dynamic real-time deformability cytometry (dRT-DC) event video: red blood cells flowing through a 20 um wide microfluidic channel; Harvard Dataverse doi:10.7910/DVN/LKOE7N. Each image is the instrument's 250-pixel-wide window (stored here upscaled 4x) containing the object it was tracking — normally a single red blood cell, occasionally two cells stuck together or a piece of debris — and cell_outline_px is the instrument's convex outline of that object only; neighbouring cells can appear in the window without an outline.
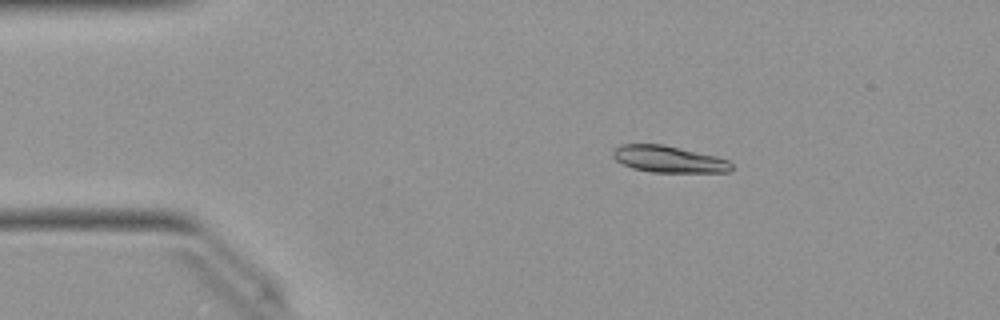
{"species": "Egyptian fruit bat (a non-hibernating species)", "species_latin": "Rousettus aegyptiacus", "temperature_condition": "warm", "stored_images_in_passage": 50, "camera_frame_rate_fps": 3000, "um_per_image_px": 0.085, "animal": {"sex": "female"}, "frame": {"image": 1, "passage_image": 9, "time_ms": 2.667, "image_size_px": [1000, 320], "cell_outline_px": [[732, 168], [728, 172], [652, 172], [632, 168], [616, 160], [612, 156], [612, 152], [620, 144], [664, 144], [716, 156], [728, 160], [732, 164]], "centroid_in_image_um": [56.83, 13.52], "position_along_channel_um": 28.2, "area_um2": 18.38}}
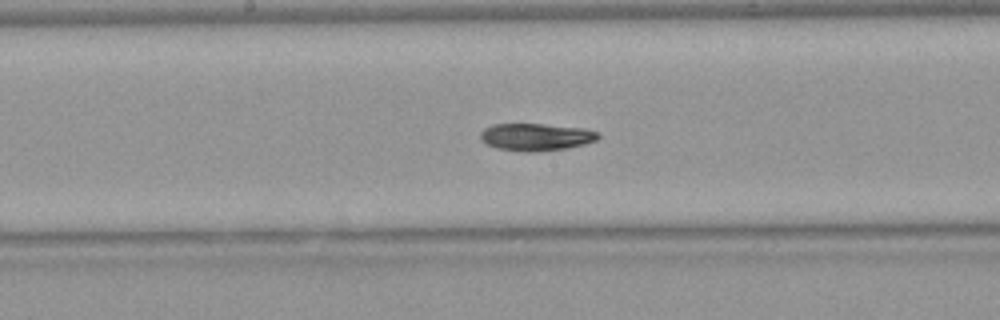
{"frame": {"image": 2, "passage_image": 26, "time_ms": 8.333, "image_size_px": [1000, 320], "cell_outline_px": [[600, 136], [596, 140], [584, 144], [568, 148], [532, 152], [524, 152], [496, 148], [480, 140], [480, 132], [484, 128], [492, 124], [544, 124], [584, 128], [600, 132]], "centroid_in_image_um": [45.56, 11.64], "position_along_channel_um": 202.6, "area_um2": 18.9}}
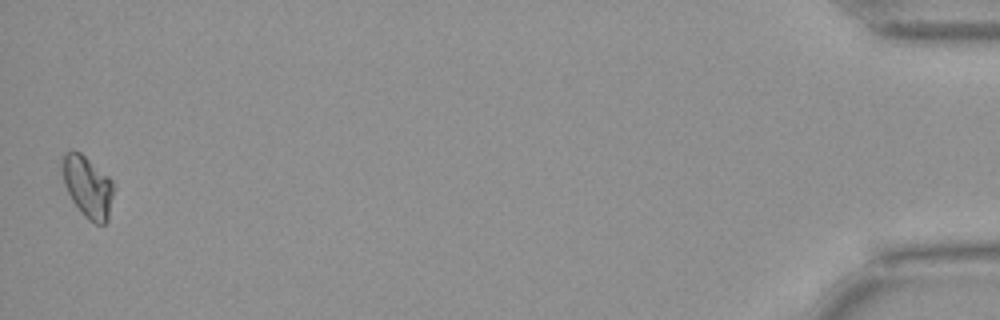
{"frame": {"image": 3, "passage_image": 50, "time_ms": 16.333, "image_size_px": [1000, 320], "cell_outline_px": [[112, 196], [108, 220], [104, 224], [96, 224], [88, 220], [84, 216], [72, 200], [64, 184], [60, 156], [64, 152], [80, 152], [108, 176], [112, 180]], "centroid_in_image_um": [7.42, 15.87], "position_along_channel_um": 427.8, "area_um2": 18.21}, "authors_computed_cell_mechanics": {"area_um2": 18.4093, "velocity_mm_per_s": 4.037, "shape_relaxation_time_tau1_ms": 9.0944, "shape_relaxation_time_tau2_ms": 10.678, "deformation_change_tau1": 0.2156, "deformation_change_tau2": 0.1169}}